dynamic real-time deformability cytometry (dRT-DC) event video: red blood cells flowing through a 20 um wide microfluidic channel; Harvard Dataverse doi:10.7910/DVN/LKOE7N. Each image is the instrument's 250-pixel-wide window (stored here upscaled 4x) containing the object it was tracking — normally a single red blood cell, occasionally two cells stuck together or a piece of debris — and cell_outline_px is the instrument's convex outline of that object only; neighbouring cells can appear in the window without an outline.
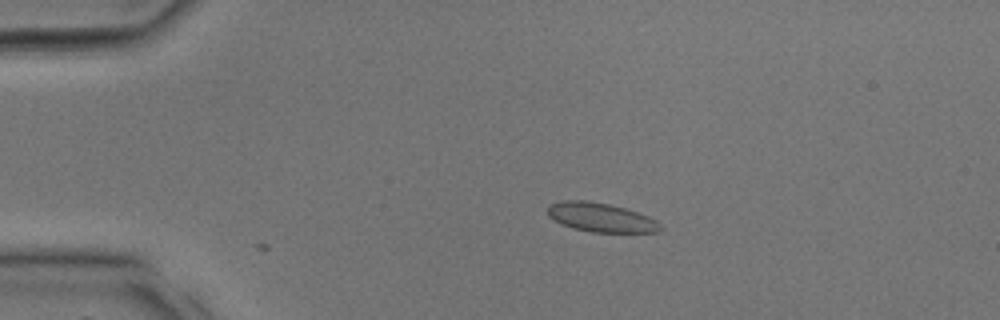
{"species": "common noctule bat (a hibernating species)", "species_latin": "Nyctalus noctula", "temperature_condition": "room temperature", "stored_images_in_passage": 7, "camera_frame_rate_fps": 3000, "um_per_image_px": 0.085, "animal": {"sex": "male", "body_mass_g": 17.9, "forearm_length_mm": 54.2}, "frame": {"image": 1, "passage_image": 7, "time_ms": 2.0, "image_size_px": [1000, 320], "cell_outline_px": [[660, 232], [592, 232], [572, 228], [560, 224], [548, 216], [548, 204], [560, 200], [584, 200], [608, 204], [624, 208], [648, 216], [656, 220], [660, 224]], "centroid_in_image_um": [51.02, 18.48], "position_along_channel_um": 34.0, "area_um2": 19.07}}